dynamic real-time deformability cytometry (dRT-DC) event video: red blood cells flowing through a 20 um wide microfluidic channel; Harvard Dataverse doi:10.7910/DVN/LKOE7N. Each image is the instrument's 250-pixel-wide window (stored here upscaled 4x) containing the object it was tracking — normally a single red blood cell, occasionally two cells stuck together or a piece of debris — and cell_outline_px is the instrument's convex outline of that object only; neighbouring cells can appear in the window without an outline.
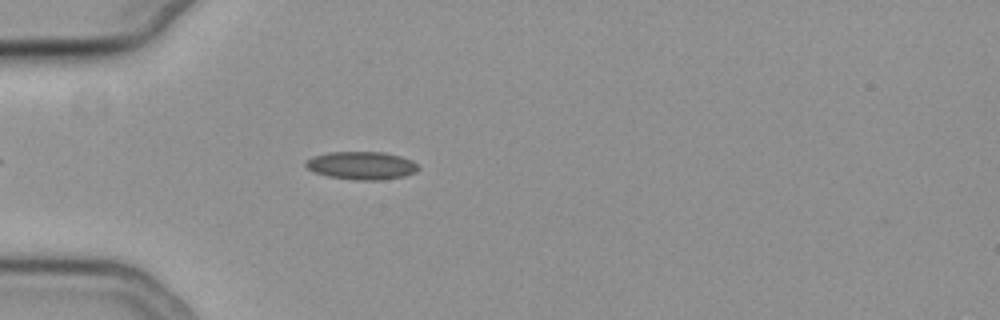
{"species": "common noctule bat (a hibernating species)", "species_latin": "Nyctalus noctula", "temperature_condition": "cold", "stored_images_in_passage": 12, "camera_frame_rate_fps": 3000, "um_per_image_px": 0.085, "animal": {"sex": "female", "body_mass_g": 19.3, "forearm_length_mm": 54.1}, "frame": {"image": 1, "passage_image": 7, "time_ms": 2.0, "image_size_px": [1000, 320], "cell_outline_px": [[420, 168], [416, 172], [404, 176], [380, 180], [356, 180], [328, 176], [312, 172], [304, 164], [312, 156], [332, 152], [384, 152], [400, 156], [412, 160]], "centroid_in_image_um": [30.74, 14.07], "position_along_channel_um": 54.3, "area_um2": 18.32}}
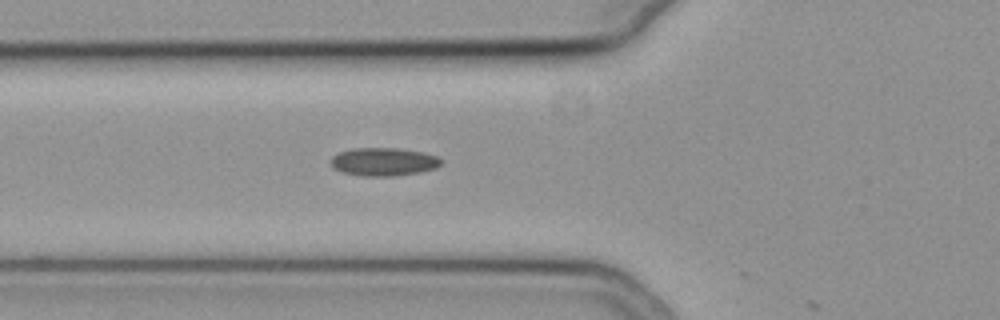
{"frame": {"image": 2, "passage_image": 11, "time_ms": 3.333, "image_size_px": [1000, 320], "cell_outline_px": [[444, 160], [436, 168], [420, 172], [396, 176], [360, 176], [340, 172], [332, 168], [332, 156], [340, 152], [352, 148], [400, 148], [424, 152], [436, 156]], "centroid_in_image_um": [32.61, 13.75], "position_along_channel_um": 93.2, "area_um2": 18.32}}